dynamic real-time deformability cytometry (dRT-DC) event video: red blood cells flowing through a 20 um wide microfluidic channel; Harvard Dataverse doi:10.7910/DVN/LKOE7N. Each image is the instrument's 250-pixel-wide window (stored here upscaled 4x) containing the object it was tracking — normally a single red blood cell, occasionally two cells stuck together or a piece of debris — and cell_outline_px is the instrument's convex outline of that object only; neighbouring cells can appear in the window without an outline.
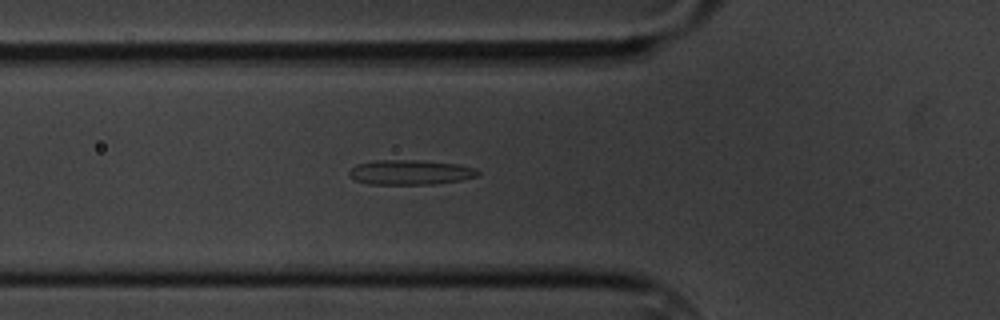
{"species": "common noctule bat (a hibernating species)", "species_latin": "Nyctalus noctula", "temperature_condition": "cold", "stored_images_in_passage": 5, "camera_frame_rate_fps": 3000, "um_per_image_px": 0.085, "animal": {"sex": "male", "body_mass_g": 20.1, "forearm_length_mm": 53.5}, "frame": {"image": 1, "passage_image": 5, "time_ms": 4.333, "image_size_px": [1000, 320], "cell_outline_px": [[480, 176], [460, 180], [432, 184], [368, 184], [356, 180], [348, 172], [356, 164], [376, 160], [416, 160], [460, 164], [476, 168], [480, 172]], "centroid_in_image_um": [34.92, 14.64], "position_along_channel_um": 90.9, "area_um2": 18.61}}